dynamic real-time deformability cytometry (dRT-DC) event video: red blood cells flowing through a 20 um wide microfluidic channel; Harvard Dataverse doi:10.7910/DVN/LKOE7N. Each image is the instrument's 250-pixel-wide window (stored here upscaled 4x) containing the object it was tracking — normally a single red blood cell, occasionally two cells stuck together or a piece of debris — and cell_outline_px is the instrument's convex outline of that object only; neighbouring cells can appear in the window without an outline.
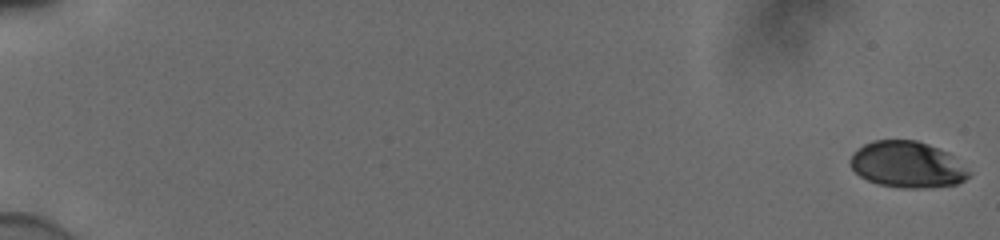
{"species": "human", "species_latin": "Homo sapiens", "temperature_condition": "cold", "stored_images_in_passage": 56, "camera_frame_rate_fps": 3000, "um_per_image_px": 0.085, "donor": {"sex": "male"}, "frame": {"image": 1, "passage_image": 1, "time_ms": 0.0, "image_size_px": [1000, 240], "cell_outline_px": [[972, 176], [956, 184], [928, 188], [900, 188], [880, 184], [868, 180], [860, 176], [852, 168], [848, 160], [852, 152], [864, 144], [872, 140], [916, 140], [928, 144], [948, 152], [972, 172]], "centroid_in_image_um": [77.12, 13.99], "position_along_channel_um": 7.9, "area_um2": 32.25}}
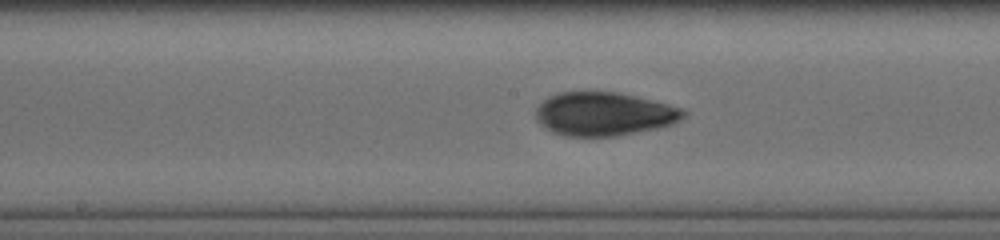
{"frame": {"image": 2, "passage_image": 32, "time_ms": 10.333, "image_size_px": [1000, 240], "cell_outline_px": [[688, 112], [680, 120], [672, 124], [656, 128], [616, 136], [564, 136], [552, 132], [540, 124], [536, 120], [536, 108], [548, 96], [560, 92], [616, 92], [668, 104], [680, 108]], "centroid_in_image_um": [51.31, 9.69], "position_along_channel_um": 196.9, "area_um2": 37.22}}
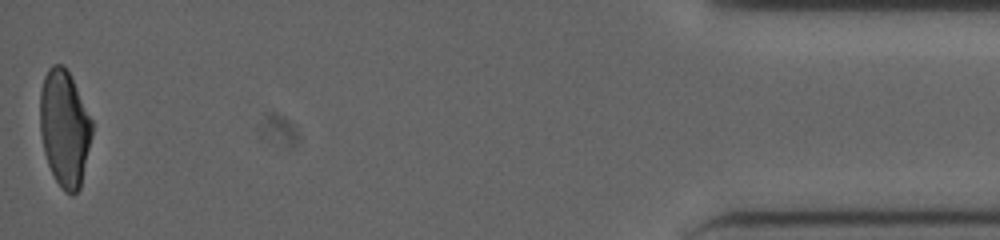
{"frame": {"image": 3, "passage_image": 56, "time_ms": 18.333, "image_size_px": [1000, 240], "cell_outline_px": [[92, 136], [80, 188], [72, 196], [64, 192], [56, 180], [48, 164], [44, 152], [40, 132], [40, 92], [44, 76], [48, 68], [52, 64], [60, 64], [68, 72], [92, 120]], "centroid_in_image_um": [5.47, 10.92], "position_along_channel_um": 429.7, "area_um2": 35.03}, "authors_computed_cell_mechanics": {"area_um2": 35.7493, "velocity_mm_per_s": 3.8922, "shape_relaxation_time_tau1_ms": 6.0826, "shape_relaxation_time_tau2_ms": 1.5617, "deformation_change_tau1": 0.1736, "deformation_change_tau2": 0.0534}}